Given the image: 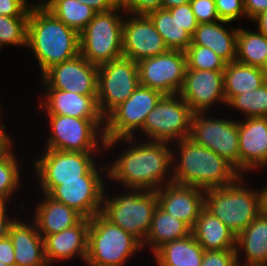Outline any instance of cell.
Here are the masks:
<instances>
[{
    "instance_id": "6da1fadb",
    "label": "cell",
    "mask_w": 267,
    "mask_h": 266,
    "mask_svg": "<svg viewBox=\"0 0 267 266\" xmlns=\"http://www.w3.org/2000/svg\"><path fill=\"white\" fill-rule=\"evenodd\" d=\"M135 139L138 141L134 137L105 140V151L113 150L120 142L129 143L126 150L106 164V180L121 183L126 189L148 191L172 183V145L149 140L137 143Z\"/></svg>"
},
{
    "instance_id": "7a4b0ae2",
    "label": "cell",
    "mask_w": 267,
    "mask_h": 266,
    "mask_svg": "<svg viewBox=\"0 0 267 266\" xmlns=\"http://www.w3.org/2000/svg\"><path fill=\"white\" fill-rule=\"evenodd\" d=\"M171 145L177 147L176 150L172 148V182L175 184L194 186L206 191L226 187L241 176L219 154L196 144L190 138Z\"/></svg>"
},
{
    "instance_id": "3957f363",
    "label": "cell",
    "mask_w": 267,
    "mask_h": 266,
    "mask_svg": "<svg viewBox=\"0 0 267 266\" xmlns=\"http://www.w3.org/2000/svg\"><path fill=\"white\" fill-rule=\"evenodd\" d=\"M27 49L37 59L41 75L55 64L80 53L79 33L65 25L44 6L30 9Z\"/></svg>"
},
{
    "instance_id": "277c9868",
    "label": "cell",
    "mask_w": 267,
    "mask_h": 266,
    "mask_svg": "<svg viewBox=\"0 0 267 266\" xmlns=\"http://www.w3.org/2000/svg\"><path fill=\"white\" fill-rule=\"evenodd\" d=\"M244 179L241 175L233 184L208 189L204 194V207L236 236L262 212L260 191L247 188Z\"/></svg>"
},
{
    "instance_id": "5b68a950",
    "label": "cell",
    "mask_w": 267,
    "mask_h": 266,
    "mask_svg": "<svg viewBox=\"0 0 267 266\" xmlns=\"http://www.w3.org/2000/svg\"><path fill=\"white\" fill-rule=\"evenodd\" d=\"M141 249L136 237L101 213L89 219L87 266H123Z\"/></svg>"
},
{
    "instance_id": "8992f818",
    "label": "cell",
    "mask_w": 267,
    "mask_h": 266,
    "mask_svg": "<svg viewBox=\"0 0 267 266\" xmlns=\"http://www.w3.org/2000/svg\"><path fill=\"white\" fill-rule=\"evenodd\" d=\"M126 191H129L125 193ZM120 195L104 194L101 214L124 231L131 233L141 243L149 231L152 217L158 206L156 191L125 189Z\"/></svg>"
},
{
    "instance_id": "52a82bcc",
    "label": "cell",
    "mask_w": 267,
    "mask_h": 266,
    "mask_svg": "<svg viewBox=\"0 0 267 266\" xmlns=\"http://www.w3.org/2000/svg\"><path fill=\"white\" fill-rule=\"evenodd\" d=\"M124 12L113 9L96 13L79 33L80 54L91 64L100 66L123 57Z\"/></svg>"
},
{
    "instance_id": "ba28073f",
    "label": "cell",
    "mask_w": 267,
    "mask_h": 266,
    "mask_svg": "<svg viewBox=\"0 0 267 266\" xmlns=\"http://www.w3.org/2000/svg\"><path fill=\"white\" fill-rule=\"evenodd\" d=\"M47 116L50 132L44 146L46 149L67 152L104 151V128L95 119H79L56 114Z\"/></svg>"
},
{
    "instance_id": "9c48e42d",
    "label": "cell",
    "mask_w": 267,
    "mask_h": 266,
    "mask_svg": "<svg viewBox=\"0 0 267 266\" xmlns=\"http://www.w3.org/2000/svg\"><path fill=\"white\" fill-rule=\"evenodd\" d=\"M193 113L179 94L163 95L146 117L144 140L172 144L189 138Z\"/></svg>"
},
{
    "instance_id": "30bf717a",
    "label": "cell",
    "mask_w": 267,
    "mask_h": 266,
    "mask_svg": "<svg viewBox=\"0 0 267 266\" xmlns=\"http://www.w3.org/2000/svg\"><path fill=\"white\" fill-rule=\"evenodd\" d=\"M44 151V152H43ZM41 156L34 159V175L41 194H47L58 181L81 180L96 164L97 152H67L43 149Z\"/></svg>"
},
{
    "instance_id": "8fae6325",
    "label": "cell",
    "mask_w": 267,
    "mask_h": 266,
    "mask_svg": "<svg viewBox=\"0 0 267 266\" xmlns=\"http://www.w3.org/2000/svg\"><path fill=\"white\" fill-rule=\"evenodd\" d=\"M207 115L193 113L189 138L219 154L240 173L238 120Z\"/></svg>"
},
{
    "instance_id": "7c38bea8",
    "label": "cell",
    "mask_w": 267,
    "mask_h": 266,
    "mask_svg": "<svg viewBox=\"0 0 267 266\" xmlns=\"http://www.w3.org/2000/svg\"><path fill=\"white\" fill-rule=\"evenodd\" d=\"M103 165L96 164L81 180L58 181V186L53 187L47 195L75 209L84 218H92L101 213L107 190V182L103 178V175H107V165Z\"/></svg>"
},
{
    "instance_id": "4fadbf2b",
    "label": "cell",
    "mask_w": 267,
    "mask_h": 266,
    "mask_svg": "<svg viewBox=\"0 0 267 266\" xmlns=\"http://www.w3.org/2000/svg\"><path fill=\"white\" fill-rule=\"evenodd\" d=\"M162 96L157 90L139 85L126 101L105 118V140L138 138L137 132H141L147 115Z\"/></svg>"
},
{
    "instance_id": "5bb4252c",
    "label": "cell",
    "mask_w": 267,
    "mask_h": 266,
    "mask_svg": "<svg viewBox=\"0 0 267 266\" xmlns=\"http://www.w3.org/2000/svg\"><path fill=\"white\" fill-rule=\"evenodd\" d=\"M97 99L106 118L140 85L137 62L119 58L98 66Z\"/></svg>"
},
{
    "instance_id": "9a60e30c",
    "label": "cell",
    "mask_w": 267,
    "mask_h": 266,
    "mask_svg": "<svg viewBox=\"0 0 267 266\" xmlns=\"http://www.w3.org/2000/svg\"><path fill=\"white\" fill-rule=\"evenodd\" d=\"M139 83L161 92L178 94L187 69L185 52L168 50L165 53L137 62Z\"/></svg>"
},
{
    "instance_id": "2e32d148",
    "label": "cell",
    "mask_w": 267,
    "mask_h": 266,
    "mask_svg": "<svg viewBox=\"0 0 267 266\" xmlns=\"http://www.w3.org/2000/svg\"><path fill=\"white\" fill-rule=\"evenodd\" d=\"M41 76L42 87H51L80 95H97L98 66L80 53L47 69Z\"/></svg>"
},
{
    "instance_id": "e0dca14e",
    "label": "cell",
    "mask_w": 267,
    "mask_h": 266,
    "mask_svg": "<svg viewBox=\"0 0 267 266\" xmlns=\"http://www.w3.org/2000/svg\"><path fill=\"white\" fill-rule=\"evenodd\" d=\"M126 16L122 36L124 58L139 62L169 50L148 15L127 13Z\"/></svg>"
},
{
    "instance_id": "ac0fdd59",
    "label": "cell",
    "mask_w": 267,
    "mask_h": 266,
    "mask_svg": "<svg viewBox=\"0 0 267 266\" xmlns=\"http://www.w3.org/2000/svg\"><path fill=\"white\" fill-rule=\"evenodd\" d=\"M194 113H208L215 103L226 105L223 71L186 69L178 93Z\"/></svg>"
},
{
    "instance_id": "d6986e66",
    "label": "cell",
    "mask_w": 267,
    "mask_h": 266,
    "mask_svg": "<svg viewBox=\"0 0 267 266\" xmlns=\"http://www.w3.org/2000/svg\"><path fill=\"white\" fill-rule=\"evenodd\" d=\"M43 89L46 94L43 95V99H38V107L45 115L56 114L79 119H95L105 128V117L100 111L97 95H80L51 87H43Z\"/></svg>"
},
{
    "instance_id": "ffe728a7",
    "label": "cell",
    "mask_w": 267,
    "mask_h": 266,
    "mask_svg": "<svg viewBox=\"0 0 267 266\" xmlns=\"http://www.w3.org/2000/svg\"><path fill=\"white\" fill-rule=\"evenodd\" d=\"M238 132L240 174L267 167V117L238 120Z\"/></svg>"
},
{
    "instance_id": "44dd1931",
    "label": "cell",
    "mask_w": 267,
    "mask_h": 266,
    "mask_svg": "<svg viewBox=\"0 0 267 266\" xmlns=\"http://www.w3.org/2000/svg\"><path fill=\"white\" fill-rule=\"evenodd\" d=\"M156 193L158 205L192 229L204 207L205 191L194 186L172 182L162 186Z\"/></svg>"
},
{
    "instance_id": "7402d4cb",
    "label": "cell",
    "mask_w": 267,
    "mask_h": 266,
    "mask_svg": "<svg viewBox=\"0 0 267 266\" xmlns=\"http://www.w3.org/2000/svg\"><path fill=\"white\" fill-rule=\"evenodd\" d=\"M88 231L89 218H83L71 228L45 236L43 240L48 264L51 266L56 261H70L76 256L84 262L88 252Z\"/></svg>"
},
{
    "instance_id": "603a6c76",
    "label": "cell",
    "mask_w": 267,
    "mask_h": 266,
    "mask_svg": "<svg viewBox=\"0 0 267 266\" xmlns=\"http://www.w3.org/2000/svg\"><path fill=\"white\" fill-rule=\"evenodd\" d=\"M9 238L15 254V266H49L44 249V240L36 224L15 219L11 224Z\"/></svg>"
},
{
    "instance_id": "cb8c5ba5",
    "label": "cell",
    "mask_w": 267,
    "mask_h": 266,
    "mask_svg": "<svg viewBox=\"0 0 267 266\" xmlns=\"http://www.w3.org/2000/svg\"><path fill=\"white\" fill-rule=\"evenodd\" d=\"M43 199L35 207L33 221L37 230L44 238L47 235L59 233L77 225L84 217L75 209L58 202L47 194H42Z\"/></svg>"
},
{
    "instance_id": "d4e9b609",
    "label": "cell",
    "mask_w": 267,
    "mask_h": 266,
    "mask_svg": "<svg viewBox=\"0 0 267 266\" xmlns=\"http://www.w3.org/2000/svg\"><path fill=\"white\" fill-rule=\"evenodd\" d=\"M231 22L219 20L201 23L191 36V44L205 46L213 50L227 63L236 60L238 28L227 29Z\"/></svg>"
},
{
    "instance_id": "484cf974",
    "label": "cell",
    "mask_w": 267,
    "mask_h": 266,
    "mask_svg": "<svg viewBox=\"0 0 267 266\" xmlns=\"http://www.w3.org/2000/svg\"><path fill=\"white\" fill-rule=\"evenodd\" d=\"M204 250H236V235L205 207L191 229Z\"/></svg>"
},
{
    "instance_id": "4316f807",
    "label": "cell",
    "mask_w": 267,
    "mask_h": 266,
    "mask_svg": "<svg viewBox=\"0 0 267 266\" xmlns=\"http://www.w3.org/2000/svg\"><path fill=\"white\" fill-rule=\"evenodd\" d=\"M239 250L244 252V262ZM236 251L238 263L267 264V214L261 212L236 236Z\"/></svg>"
},
{
    "instance_id": "83f0119b",
    "label": "cell",
    "mask_w": 267,
    "mask_h": 266,
    "mask_svg": "<svg viewBox=\"0 0 267 266\" xmlns=\"http://www.w3.org/2000/svg\"><path fill=\"white\" fill-rule=\"evenodd\" d=\"M267 81L262 68L232 61L223 71L226 105L237 95L256 90Z\"/></svg>"
},
{
    "instance_id": "f1b7e54d",
    "label": "cell",
    "mask_w": 267,
    "mask_h": 266,
    "mask_svg": "<svg viewBox=\"0 0 267 266\" xmlns=\"http://www.w3.org/2000/svg\"><path fill=\"white\" fill-rule=\"evenodd\" d=\"M190 234L191 228L185 222L176 219L158 205L147 236L141 245L142 248L148 245L151 254H153L162 245L185 238Z\"/></svg>"
},
{
    "instance_id": "f546056e",
    "label": "cell",
    "mask_w": 267,
    "mask_h": 266,
    "mask_svg": "<svg viewBox=\"0 0 267 266\" xmlns=\"http://www.w3.org/2000/svg\"><path fill=\"white\" fill-rule=\"evenodd\" d=\"M205 250L192 234L168 242L154 253L157 266H201Z\"/></svg>"
},
{
    "instance_id": "4dcf8cb0",
    "label": "cell",
    "mask_w": 267,
    "mask_h": 266,
    "mask_svg": "<svg viewBox=\"0 0 267 266\" xmlns=\"http://www.w3.org/2000/svg\"><path fill=\"white\" fill-rule=\"evenodd\" d=\"M169 50L185 52L191 44V35L182 28L168 9L160 8L147 14Z\"/></svg>"
},
{
    "instance_id": "1f68e13d",
    "label": "cell",
    "mask_w": 267,
    "mask_h": 266,
    "mask_svg": "<svg viewBox=\"0 0 267 266\" xmlns=\"http://www.w3.org/2000/svg\"><path fill=\"white\" fill-rule=\"evenodd\" d=\"M44 7L65 25L80 33L97 13L77 0H45Z\"/></svg>"
},
{
    "instance_id": "d6a6232c",
    "label": "cell",
    "mask_w": 267,
    "mask_h": 266,
    "mask_svg": "<svg viewBox=\"0 0 267 266\" xmlns=\"http://www.w3.org/2000/svg\"><path fill=\"white\" fill-rule=\"evenodd\" d=\"M236 61L263 68L267 61V36L238 27Z\"/></svg>"
},
{
    "instance_id": "836d02e7",
    "label": "cell",
    "mask_w": 267,
    "mask_h": 266,
    "mask_svg": "<svg viewBox=\"0 0 267 266\" xmlns=\"http://www.w3.org/2000/svg\"><path fill=\"white\" fill-rule=\"evenodd\" d=\"M228 107L239 111L243 117H267V81L256 90L235 96Z\"/></svg>"
},
{
    "instance_id": "e575fe53",
    "label": "cell",
    "mask_w": 267,
    "mask_h": 266,
    "mask_svg": "<svg viewBox=\"0 0 267 266\" xmlns=\"http://www.w3.org/2000/svg\"><path fill=\"white\" fill-rule=\"evenodd\" d=\"M17 155L12 151L5 157L0 158V203L11 204V197L22 187L20 184L21 167ZM19 162V163H18ZM10 199V201H9Z\"/></svg>"
},
{
    "instance_id": "d590c367",
    "label": "cell",
    "mask_w": 267,
    "mask_h": 266,
    "mask_svg": "<svg viewBox=\"0 0 267 266\" xmlns=\"http://www.w3.org/2000/svg\"><path fill=\"white\" fill-rule=\"evenodd\" d=\"M29 17L0 15V50L4 45L27 47Z\"/></svg>"
},
{
    "instance_id": "8d00e7d4",
    "label": "cell",
    "mask_w": 267,
    "mask_h": 266,
    "mask_svg": "<svg viewBox=\"0 0 267 266\" xmlns=\"http://www.w3.org/2000/svg\"><path fill=\"white\" fill-rule=\"evenodd\" d=\"M187 69L224 71L227 62L205 46L190 44L185 51Z\"/></svg>"
},
{
    "instance_id": "74e56055",
    "label": "cell",
    "mask_w": 267,
    "mask_h": 266,
    "mask_svg": "<svg viewBox=\"0 0 267 266\" xmlns=\"http://www.w3.org/2000/svg\"><path fill=\"white\" fill-rule=\"evenodd\" d=\"M220 20L233 23L246 17L244 0H214Z\"/></svg>"
},
{
    "instance_id": "f35d334b",
    "label": "cell",
    "mask_w": 267,
    "mask_h": 266,
    "mask_svg": "<svg viewBox=\"0 0 267 266\" xmlns=\"http://www.w3.org/2000/svg\"><path fill=\"white\" fill-rule=\"evenodd\" d=\"M236 250H205L201 266H236Z\"/></svg>"
},
{
    "instance_id": "ab89813d",
    "label": "cell",
    "mask_w": 267,
    "mask_h": 266,
    "mask_svg": "<svg viewBox=\"0 0 267 266\" xmlns=\"http://www.w3.org/2000/svg\"><path fill=\"white\" fill-rule=\"evenodd\" d=\"M190 4L199 24L220 20L214 0H191Z\"/></svg>"
},
{
    "instance_id": "60d3db41",
    "label": "cell",
    "mask_w": 267,
    "mask_h": 266,
    "mask_svg": "<svg viewBox=\"0 0 267 266\" xmlns=\"http://www.w3.org/2000/svg\"><path fill=\"white\" fill-rule=\"evenodd\" d=\"M168 10L172 16H175L182 28L192 36L199 23L193 14L190 2L172 7Z\"/></svg>"
},
{
    "instance_id": "b9f144b4",
    "label": "cell",
    "mask_w": 267,
    "mask_h": 266,
    "mask_svg": "<svg viewBox=\"0 0 267 266\" xmlns=\"http://www.w3.org/2000/svg\"><path fill=\"white\" fill-rule=\"evenodd\" d=\"M0 15L29 17L30 8L21 0H0Z\"/></svg>"
},
{
    "instance_id": "7bdbcfd3",
    "label": "cell",
    "mask_w": 267,
    "mask_h": 266,
    "mask_svg": "<svg viewBox=\"0 0 267 266\" xmlns=\"http://www.w3.org/2000/svg\"><path fill=\"white\" fill-rule=\"evenodd\" d=\"M162 8V0H134L133 5L126 11L131 14H145Z\"/></svg>"
},
{
    "instance_id": "ee69618b",
    "label": "cell",
    "mask_w": 267,
    "mask_h": 266,
    "mask_svg": "<svg viewBox=\"0 0 267 266\" xmlns=\"http://www.w3.org/2000/svg\"><path fill=\"white\" fill-rule=\"evenodd\" d=\"M15 254L12 240L9 236L0 240V262L15 266Z\"/></svg>"
},
{
    "instance_id": "f6af8a7d",
    "label": "cell",
    "mask_w": 267,
    "mask_h": 266,
    "mask_svg": "<svg viewBox=\"0 0 267 266\" xmlns=\"http://www.w3.org/2000/svg\"><path fill=\"white\" fill-rule=\"evenodd\" d=\"M1 107V106H0ZM2 113H1V109H0V158L5 157L6 155H8L9 153H11L14 148H13V141L12 137L10 138L11 134L6 133V126L5 124L2 123Z\"/></svg>"
},
{
    "instance_id": "bcb514c9",
    "label": "cell",
    "mask_w": 267,
    "mask_h": 266,
    "mask_svg": "<svg viewBox=\"0 0 267 266\" xmlns=\"http://www.w3.org/2000/svg\"><path fill=\"white\" fill-rule=\"evenodd\" d=\"M7 203H0V240L8 236L11 224L15 221L8 213Z\"/></svg>"
},
{
    "instance_id": "7dc6e473",
    "label": "cell",
    "mask_w": 267,
    "mask_h": 266,
    "mask_svg": "<svg viewBox=\"0 0 267 266\" xmlns=\"http://www.w3.org/2000/svg\"><path fill=\"white\" fill-rule=\"evenodd\" d=\"M246 18L250 21L267 9V0H244Z\"/></svg>"
},
{
    "instance_id": "c3c4849f",
    "label": "cell",
    "mask_w": 267,
    "mask_h": 266,
    "mask_svg": "<svg viewBox=\"0 0 267 266\" xmlns=\"http://www.w3.org/2000/svg\"><path fill=\"white\" fill-rule=\"evenodd\" d=\"M77 1L87 6H90L97 13L108 12L115 9L111 0H77Z\"/></svg>"
},
{
    "instance_id": "681fc988",
    "label": "cell",
    "mask_w": 267,
    "mask_h": 266,
    "mask_svg": "<svg viewBox=\"0 0 267 266\" xmlns=\"http://www.w3.org/2000/svg\"><path fill=\"white\" fill-rule=\"evenodd\" d=\"M251 21L255 22L260 33L267 36V9L255 16Z\"/></svg>"
},
{
    "instance_id": "f907efd6",
    "label": "cell",
    "mask_w": 267,
    "mask_h": 266,
    "mask_svg": "<svg viewBox=\"0 0 267 266\" xmlns=\"http://www.w3.org/2000/svg\"><path fill=\"white\" fill-rule=\"evenodd\" d=\"M115 9L127 11L132 5L134 0H111Z\"/></svg>"
},
{
    "instance_id": "816d5d0a",
    "label": "cell",
    "mask_w": 267,
    "mask_h": 266,
    "mask_svg": "<svg viewBox=\"0 0 267 266\" xmlns=\"http://www.w3.org/2000/svg\"><path fill=\"white\" fill-rule=\"evenodd\" d=\"M190 1L191 0H162V8L170 9L172 7H175V6L186 4Z\"/></svg>"
},
{
    "instance_id": "f5cc1de1",
    "label": "cell",
    "mask_w": 267,
    "mask_h": 266,
    "mask_svg": "<svg viewBox=\"0 0 267 266\" xmlns=\"http://www.w3.org/2000/svg\"><path fill=\"white\" fill-rule=\"evenodd\" d=\"M262 212L267 214V185L260 189Z\"/></svg>"
},
{
    "instance_id": "db71d44e",
    "label": "cell",
    "mask_w": 267,
    "mask_h": 266,
    "mask_svg": "<svg viewBox=\"0 0 267 266\" xmlns=\"http://www.w3.org/2000/svg\"><path fill=\"white\" fill-rule=\"evenodd\" d=\"M21 1L24 2L30 9L42 7L45 4V0H43V1L40 0L38 3H35V4L31 3L29 0H21ZM30 4H32V5H30Z\"/></svg>"
},
{
    "instance_id": "11a10c76",
    "label": "cell",
    "mask_w": 267,
    "mask_h": 266,
    "mask_svg": "<svg viewBox=\"0 0 267 266\" xmlns=\"http://www.w3.org/2000/svg\"><path fill=\"white\" fill-rule=\"evenodd\" d=\"M236 266H267V264H244V263H237Z\"/></svg>"
},
{
    "instance_id": "9f6ffc18",
    "label": "cell",
    "mask_w": 267,
    "mask_h": 266,
    "mask_svg": "<svg viewBox=\"0 0 267 266\" xmlns=\"http://www.w3.org/2000/svg\"><path fill=\"white\" fill-rule=\"evenodd\" d=\"M263 72L265 73L266 79H267V61L265 63V65L262 68Z\"/></svg>"
},
{
    "instance_id": "6f0895ef",
    "label": "cell",
    "mask_w": 267,
    "mask_h": 266,
    "mask_svg": "<svg viewBox=\"0 0 267 266\" xmlns=\"http://www.w3.org/2000/svg\"><path fill=\"white\" fill-rule=\"evenodd\" d=\"M0 266H9V265H7V264H5L3 262H0Z\"/></svg>"
}]
</instances>
